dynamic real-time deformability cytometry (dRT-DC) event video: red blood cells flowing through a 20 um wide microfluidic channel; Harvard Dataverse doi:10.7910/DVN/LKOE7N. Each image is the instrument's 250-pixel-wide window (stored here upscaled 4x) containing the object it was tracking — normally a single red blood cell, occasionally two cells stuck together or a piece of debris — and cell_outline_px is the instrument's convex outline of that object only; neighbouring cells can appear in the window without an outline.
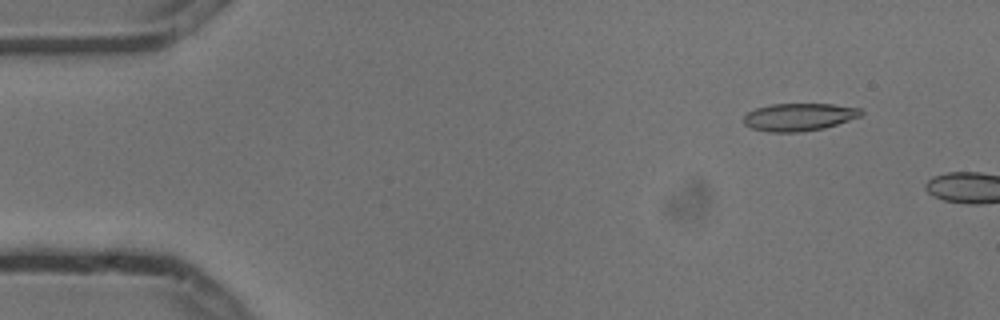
{"species": "common noctule bat (a hibernating species)", "species_latin": "Nyctalus noctula", "temperature_condition": "cold", "stored_images_in_passage": 6, "segment_of_instrument_passage": [2, 2], "camera_frame_rate_fps": 3000, "um_per_image_px": 0.085, "animal": {"sex": "male", "body_mass_g": 13.3}, "frame": {"image": 1, "passage_image": 6, "time_ms": 1.667, "image_size_px": [1000, 320], "cell_outline_px": [[864, 112], [860, 116], [824, 128], [800, 132], [768, 132], [752, 128], [744, 124], [744, 116], [748, 112], [756, 108], [772, 104], [832, 104], [860, 108]], "centroid_in_image_um": [67.9, 9.94], "position_along_channel_um": 17.1, "area_um2": 18.79}}